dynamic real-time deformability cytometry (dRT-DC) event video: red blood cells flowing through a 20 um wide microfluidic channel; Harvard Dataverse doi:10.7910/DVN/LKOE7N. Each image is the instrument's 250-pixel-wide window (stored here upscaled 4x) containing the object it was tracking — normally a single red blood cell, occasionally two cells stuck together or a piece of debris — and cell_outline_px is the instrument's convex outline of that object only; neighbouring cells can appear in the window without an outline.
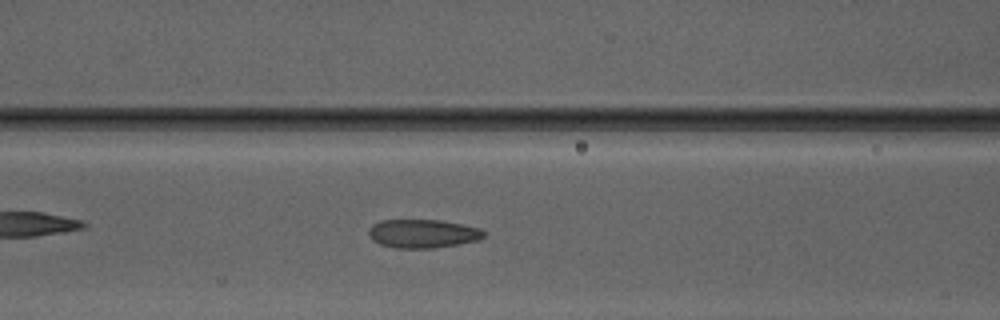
{"species": "Egyptian fruit bat (a non-hibernating species)", "species_latin": "Rousettus aegyptiacus", "temperature_condition": "warm", "stored_images_in_passage": 51, "camera_frame_rate_fps": 3000, "um_per_image_px": 0.085, "animal": {"sex": "male"}, "frame": {"image": 1, "passage_image": 23, "time_ms": 7.333, "image_size_px": [1000, 320], "cell_outline_px": [[484, 236], [476, 240], [460, 244], [432, 248], [396, 248], [380, 244], [372, 240], [368, 236], [368, 228], [372, 224], [380, 220], [440, 220], [480, 228], [484, 232]], "centroid_in_image_um": [35.88, 19.85], "position_along_channel_um": 130.7, "area_um2": 19.19}}
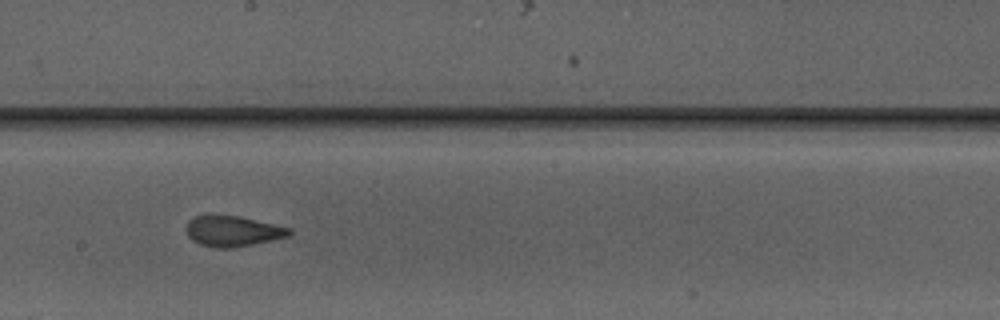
{"frame": {"image": 2, "passage_image": 30, "time_ms": 9.667, "image_size_px": [1000, 320], "cell_outline_px": [[292, 232], [288, 236], [272, 240], [252, 244], [228, 248], [216, 248], [200, 244], [192, 240], [188, 236], [184, 228], [188, 220], [192, 216], [208, 212], [212, 212], [240, 216], [292, 228]], "centroid_in_image_um": [19.7, 19.59], "position_along_channel_um": 228.5, "area_um2": 19.07}}
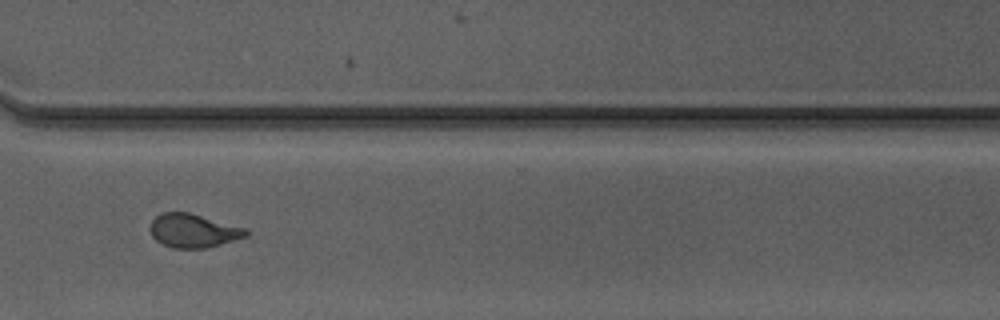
{"frame": {"image": 3, "passage_image": 39, "time_ms": 12.667, "image_size_px": [1000, 320], "cell_outline_px": [[248, 236], [220, 244], [204, 248], [172, 248], [156, 240], [152, 236], [148, 228], [152, 220], [160, 212], [188, 212], [248, 228]], "centroid_in_image_um": [16.42, 19.6], "position_along_channel_um": 354.2, "area_um2": 18.9}, "authors_computed_cell_mechanics": {"area_um2": 19.4208, "velocity_mm_per_s": 4.1873, "shape_relaxation_time_tau1_ms": 5.9322, "shape_relaxation_time_tau2_ms": 1.0308, "deformation_change_tau1": 0.1678, "deformation_change_tau2": 0.0642}}